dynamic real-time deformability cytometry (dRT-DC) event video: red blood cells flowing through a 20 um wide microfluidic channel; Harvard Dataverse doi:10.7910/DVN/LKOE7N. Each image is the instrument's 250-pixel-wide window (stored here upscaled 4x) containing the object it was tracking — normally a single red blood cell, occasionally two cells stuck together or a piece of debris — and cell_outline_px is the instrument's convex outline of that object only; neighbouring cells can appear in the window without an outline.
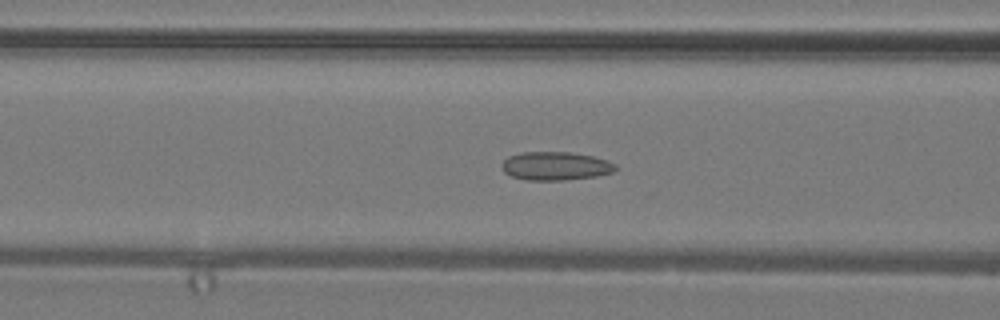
{"species": "common noctule bat (a hibernating species)", "species_latin": "Nyctalus noctula", "temperature_condition": "warm", "stored_images_in_passage": 38, "camera_frame_rate_fps": 3000, "um_per_image_px": 0.085, "animal": {"sex": "male", "body_mass_g": 19.2, "forearm_length_mm": 51.8}, "frame": {"image": 1, "passage_image": 14, "time_ms": 4.333, "image_size_px": [1000, 320], "cell_outline_px": [[616, 168], [612, 172], [596, 176], [560, 180], [528, 180], [512, 176], [504, 172], [500, 164], [508, 156], [520, 152], [568, 152], [592, 156], [608, 160], [616, 164]], "centroid_in_image_um": [47.19, 14.1], "position_along_channel_um": 119.4, "area_um2": 18.79}}
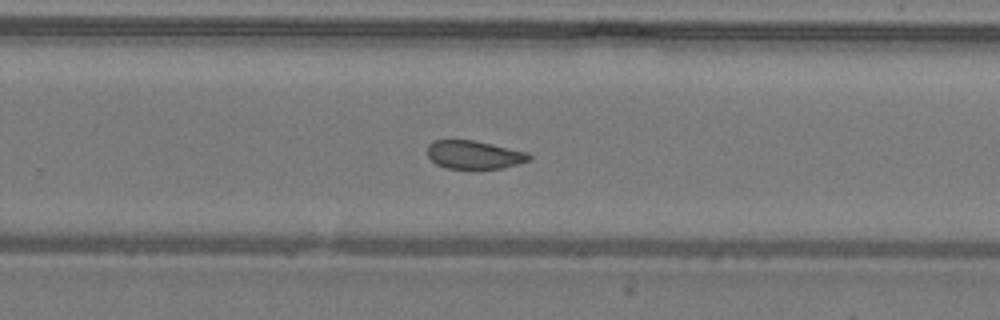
{"frame": {"image": 2, "passage_image": 24, "time_ms": 7.667, "image_size_px": [1000, 320], "cell_outline_px": [[532, 156], [528, 160], [504, 168], [476, 172], [444, 168], [436, 164], [428, 156], [428, 144], [432, 140], [472, 140], [492, 144], [528, 152]], "centroid_in_image_um": [40.28, 13.21], "position_along_channel_um": 289.5, "area_um2": 17.51}}
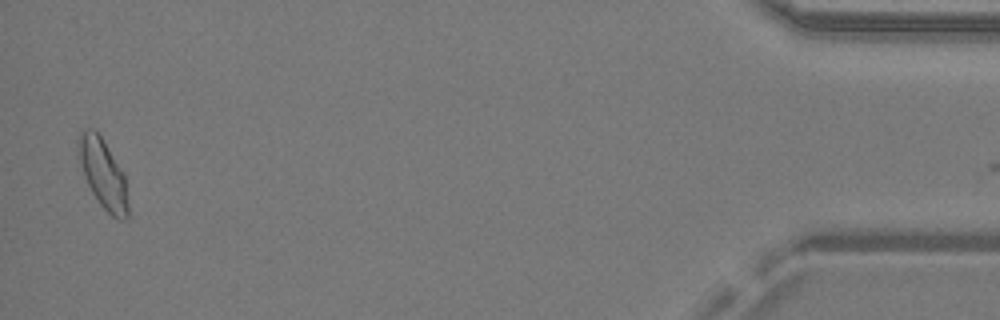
{"frame": {"image": 3, "passage_image": 37, "time_ms": 12.0, "image_size_px": [1000, 320], "cell_outline_px": [[128, 216], [124, 220], [116, 220], [100, 204], [92, 192], [84, 176], [76, 152], [76, 148], [80, 132], [84, 128], [92, 128], [100, 136], [124, 172], [128, 204]], "centroid_in_image_um": [8.74, 14.76], "position_along_channel_um": 426.5, "area_um2": 20.11}}